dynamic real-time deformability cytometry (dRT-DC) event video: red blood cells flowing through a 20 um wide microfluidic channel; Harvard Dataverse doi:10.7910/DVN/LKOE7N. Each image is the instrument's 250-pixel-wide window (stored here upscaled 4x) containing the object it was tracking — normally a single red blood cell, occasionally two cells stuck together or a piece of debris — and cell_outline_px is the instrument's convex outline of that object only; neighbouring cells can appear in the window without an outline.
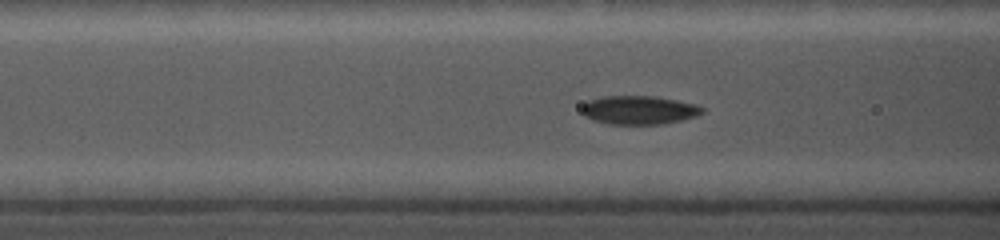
{"species": "common noctule bat (a hibernating species)", "species_latin": "Nyctalus noctula", "temperature_condition": "cold", "stored_images_in_passage": 36, "camera_frame_rate_fps": 5000, "um_per_image_px": 0.085, "animal": {"sex": "female", "body_mass_g": 19.0, "forearm_length_mm": 56.7}, "frame": {"image": 1, "passage_image": 8, "time_ms": 2.0, "image_size_px": [1000, 240], "cell_outline_px": [[704, 112], [696, 116], [664, 124], [608, 124], [592, 120], [584, 116], [580, 108], [588, 100], [600, 96], [652, 96], [676, 100], [696, 104], [704, 108]], "centroid_in_image_um": [54.28, 9.35], "position_along_channel_um": 112.3, "area_um2": 20.23}}
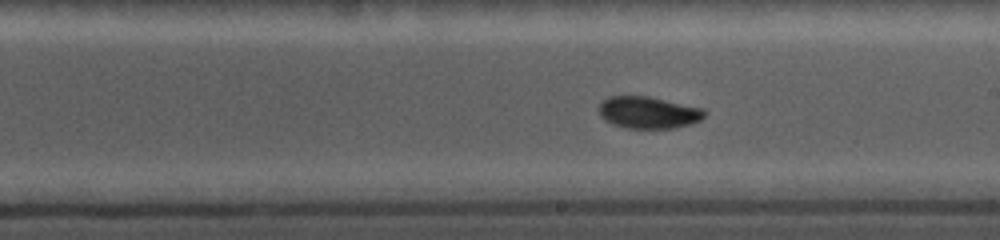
{"frame": {"image": 2, "passage_image": 18, "time_ms": 5.2, "image_size_px": [1000, 240], "cell_outline_px": [[704, 116], [700, 120], [692, 124], [676, 128], [628, 128], [612, 124], [604, 120], [600, 116], [600, 104], [608, 96], [648, 96], [704, 108]], "centroid_in_image_um": [55.12, 9.56], "position_along_channel_um": 233.9, "area_um2": 19.65}}
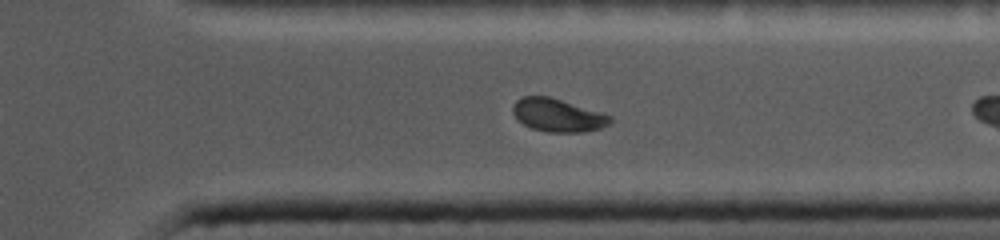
{"frame": {"image": 3, "passage_image": 31, "time_ms": 8.6, "image_size_px": [1000, 240], "cell_outline_px": [[612, 120], [608, 124], [600, 128], [580, 132], [548, 132], [532, 128], [524, 124], [512, 112], [512, 104], [520, 96], [548, 96], [604, 112], [612, 116]], "centroid_in_image_um": [47.42, 9.77], "position_along_channel_um": 364.0, "area_um2": 18.79}}